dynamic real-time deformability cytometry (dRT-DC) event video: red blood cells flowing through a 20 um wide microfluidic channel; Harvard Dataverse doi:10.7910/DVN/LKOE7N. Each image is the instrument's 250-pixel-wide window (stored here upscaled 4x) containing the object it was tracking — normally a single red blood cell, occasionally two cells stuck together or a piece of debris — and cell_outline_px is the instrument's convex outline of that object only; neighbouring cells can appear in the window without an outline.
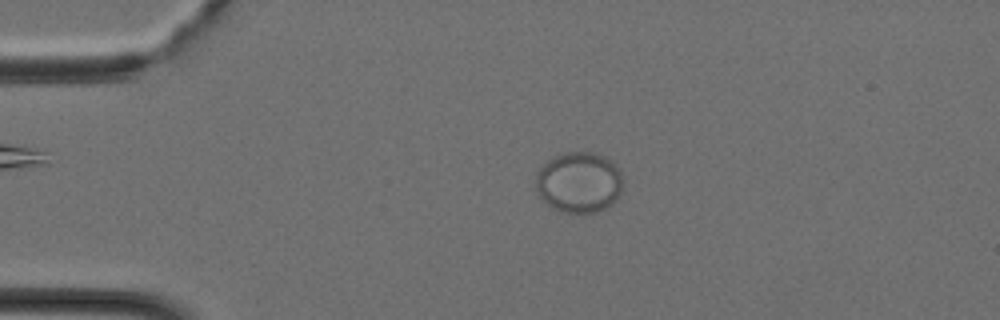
{"species": "Egyptian fruit bat (a non-hibernating species)", "species_latin": "Rousettus aegyptiacus", "temperature_condition": "cold", "stored_images_in_passage": 38, "camera_frame_rate_fps": 3000, "um_per_image_px": 0.085, "animal": {"sex": "female"}, "frame": {"image": 1, "passage_image": 8, "time_ms": 2.333, "image_size_px": [1000, 320], "cell_outline_px": [[624, 188], [620, 196], [612, 204], [596, 212], [564, 212], [552, 208], [540, 196], [536, 188], [536, 176], [540, 168], [548, 160], [556, 156], [568, 152], [596, 152], [612, 160], [620, 168]], "centroid_in_image_um": [49.27, 15.48], "position_along_channel_um": 35.7, "area_um2": 31.1}}
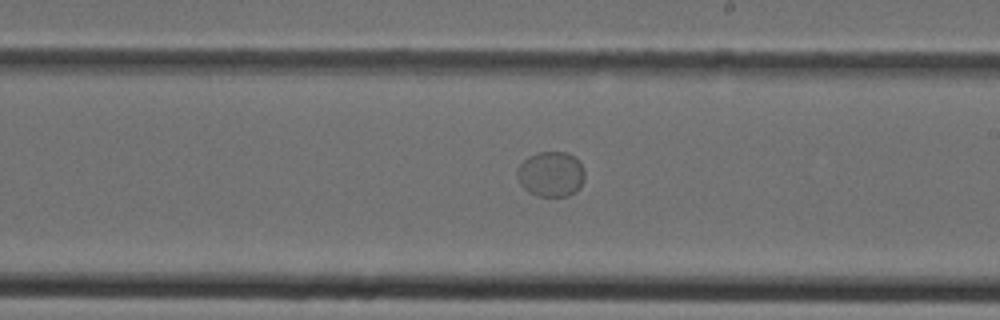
{"frame": {"image": 2, "passage_image": 22, "time_ms": 7.0, "image_size_px": [1000, 320], "cell_outline_px": [[584, 180], [580, 188], [576, 192], [568, 196], [536, 196], [528, 192], [520, 184], [516, 176], [516, 168], [528, 156], [540, 152], [568, 152], [576, 156], [580, 160], [584, 172]], "centroid_in_image_um": [46.84, 14.8], "position_along_channel_um": 242.2, "area_um2": 18.21}}
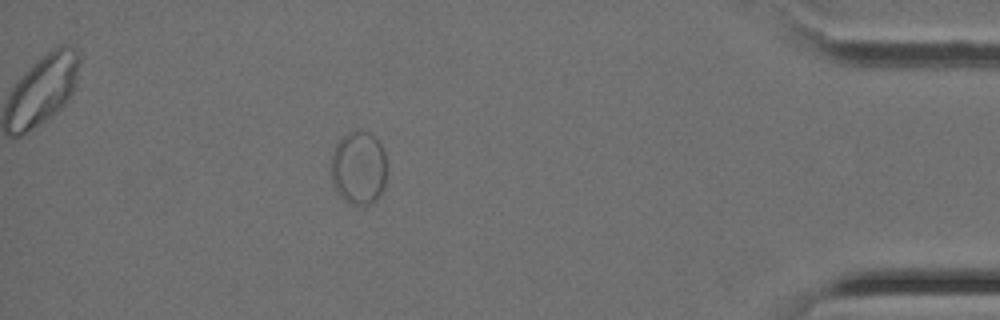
{"frame": {"image": 3, "passage_image": 34, "time_ms": 11.0, "image_size_px": [1000, 320], "cell_outline_px": [[384, 188], [380, 196], [372, 204], [360, 208], [348, 204], [336, 192], [332, 180], [332, 152], [336, 144], [348, 132], [356, 128], [360, 128], [368, 132], [380, 144], [384, 152]], "centroid_in_image_um": [30.46, 14.32], "position_along_channel_um": 404.7, "area_um2": 24.16}}